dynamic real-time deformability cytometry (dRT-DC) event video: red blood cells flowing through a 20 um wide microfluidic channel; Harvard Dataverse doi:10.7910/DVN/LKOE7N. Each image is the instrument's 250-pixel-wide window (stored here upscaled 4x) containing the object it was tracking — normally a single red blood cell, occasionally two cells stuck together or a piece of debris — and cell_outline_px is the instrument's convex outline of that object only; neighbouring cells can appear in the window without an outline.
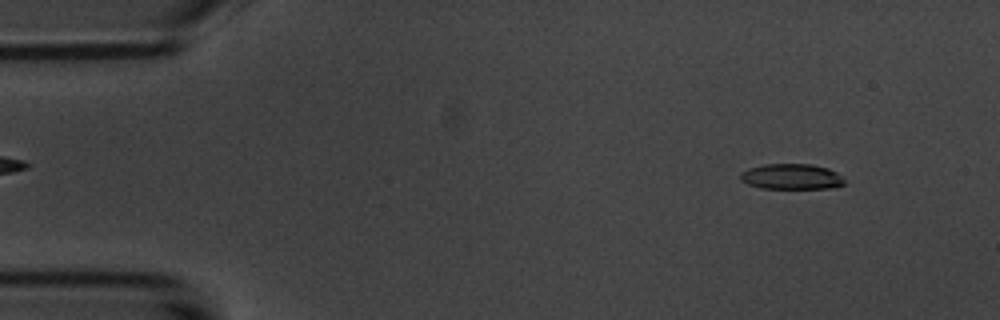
{"species": "common noctule bat (a hibernating species)", "species_latin": "Nyctalus noctula", "temperature_condition": "room temperature", "stored_images_in_passage": 3, "camera_frame_rate_fps": 3000, "um_per_image_px": 0.085, "animal": {"sex": "male", "body_mass_g": 20.1, "forearm_length_mm": 53.5}, "frame": {"image": 1, "passage_image": 1, "time_ms": 0.0, "image_size_px": [1000, 320], "cell_outline_px": [[844, 184], [832, 188], [760, 188], [748, 184], [740, 180], [740, 172], [748, 168], [764, 164], [812, 164], [828, 168], [836, 172], [844, 180]], "centroid_in_image_um": [67.25, 15.01], "position_along_channel_um": 17.8, "area_um2": 15.49}}